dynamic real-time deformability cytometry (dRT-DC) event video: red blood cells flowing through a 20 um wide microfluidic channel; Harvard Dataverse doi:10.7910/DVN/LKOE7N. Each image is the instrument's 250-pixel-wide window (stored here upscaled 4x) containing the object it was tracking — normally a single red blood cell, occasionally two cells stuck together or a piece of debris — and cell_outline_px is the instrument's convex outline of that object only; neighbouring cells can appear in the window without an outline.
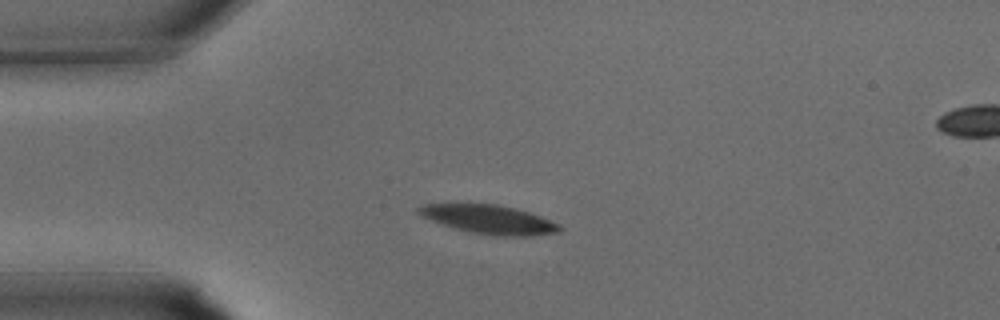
{"species": "common noctule bat (a hibernating species)", "species_latin": "Nyctalus noctula", "temperature_condition": "warm", "stored_images_in_passage": 32, "camera_frame_rate_fps": 3000, "um_per_image_px": 0.085, "animal": {"sex": "male", "body_mass_g": 15.6}, "frame": {"image": 1, "passage_image": 7, "time_ms": 2.0, "image_size_px": [1000, 320], "cell_outline_px": [[564, 228], [560, 232], [532, 236], [496, 236], [468, 232], [432, 220], [416, 212], [416, 208], [420, 204], [496, 204], [516, 208], [540, 216], [560, 224]], "centroid_in_image_um": [41.62, 18.66], "position_along_channel_um": 43.4, "area_um2": 23.64}}
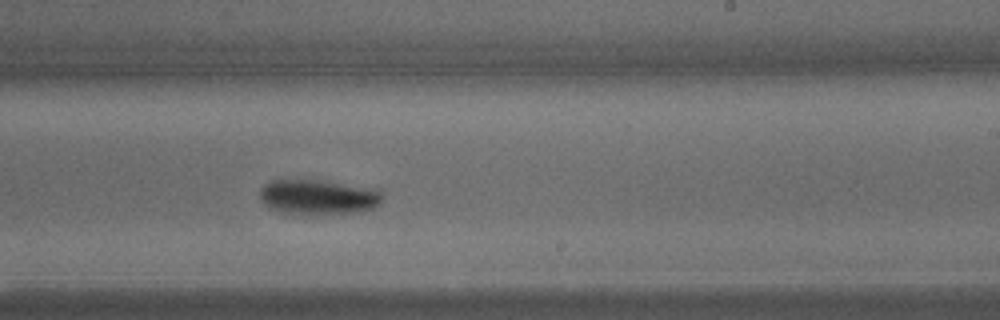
{"frame": {"image": 2, "passage_image": 19, "time_ms": 6.0, "image_size_px": [1000, 320], "cell_outline_px": [[380, 204], [376, 208], [364, 212], [280, 212], [268, 208], [260, 200], [260, 188], [268, 180], [312, 180], [376, 188], [380, 192]], "centroid_in_image_um": [27.02, 16.72], "position_along_channel_um": 262.0, "area_um2": 24.39}}
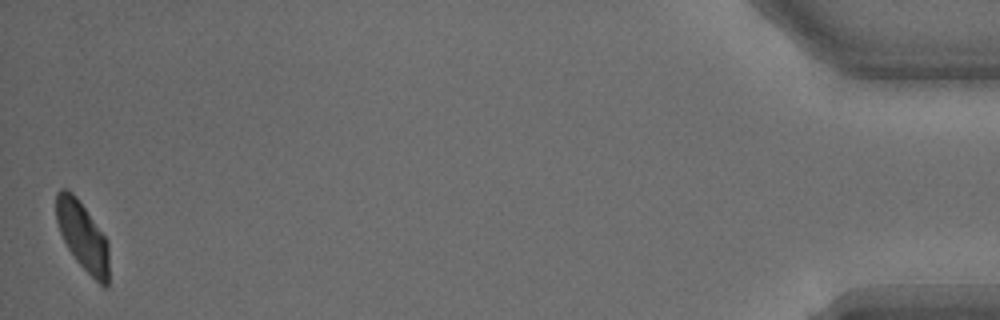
{"frame": {"image": 3, "passage_image": 32, "time_ms": 10.333, "image_size_px": [1000, 320], "cell_outline_px": [[108, 284], [104, 288], [76, 260], [68, 248], [60, 232], [56, 220], [56, 192], [60, 188], [68, 188], [76, 196], [108, 240]], "centroid_in_image_um": [7.01, 20.03], "position_along_channel_um": 428.2, "area_um2": 20.92}}